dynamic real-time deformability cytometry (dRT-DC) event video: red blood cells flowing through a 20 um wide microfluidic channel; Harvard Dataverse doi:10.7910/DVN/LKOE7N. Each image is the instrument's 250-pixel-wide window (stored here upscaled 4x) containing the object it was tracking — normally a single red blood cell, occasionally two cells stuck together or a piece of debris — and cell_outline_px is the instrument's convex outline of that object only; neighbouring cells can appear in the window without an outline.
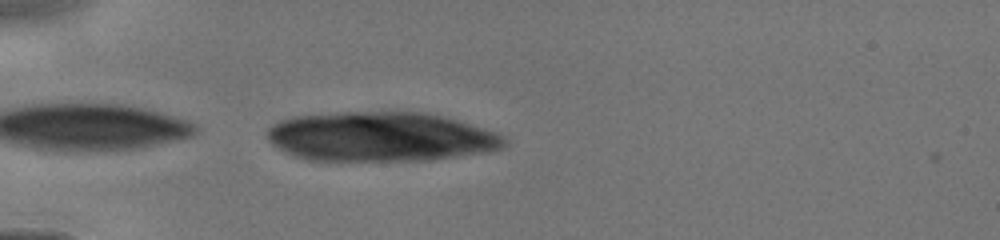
{"species": "human", "species_latin": "Homo sapiens", "temperature_condition": "cold", "stored_images_in_passage": 18, "camera_frame_rate_fps": 3000, "um_per_image_px": 0.085, "donor": {"sex": "male"}, "frame": {"image": 1, "passage_image": 18, "time_ms": 4.333, "image_size_px": [1000, 240], "cell_outline_px": [[508, 144], [504, 148], [488, 152], [432, 160], [308, 160], [296, 156], [272, 144], [268, 140], [264, 132], [272, 124], [280, 120], [292, 116], [340, 112], [420, 112], [440, 116], [456, 120], [484, 128], [496, 132], [504, 136], [508, 140]], "centroid_in_image_um": [32.37, 11.62], "position_along_channel_um": 52.6, "area_um2": 68.61}}